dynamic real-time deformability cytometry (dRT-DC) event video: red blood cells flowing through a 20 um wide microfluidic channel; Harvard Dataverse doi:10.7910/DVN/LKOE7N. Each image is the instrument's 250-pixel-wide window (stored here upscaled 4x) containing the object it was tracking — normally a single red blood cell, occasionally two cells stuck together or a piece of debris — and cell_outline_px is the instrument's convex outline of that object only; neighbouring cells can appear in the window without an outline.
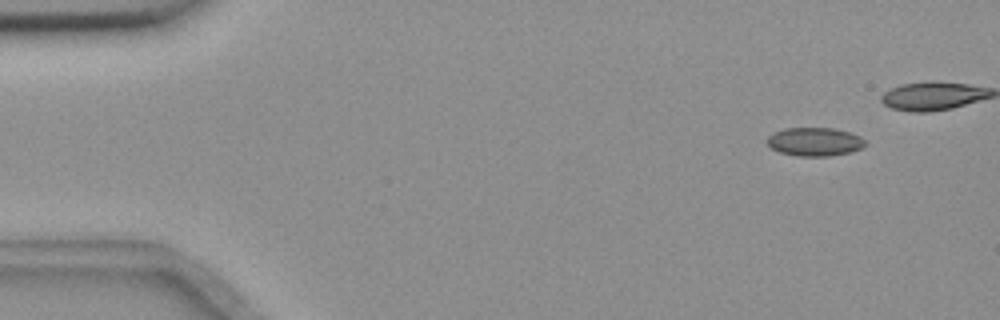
{"species": "common noctule bat (a hibernating species)", "species_latin": "Nyctalus noctula", "temperature_condition": "room temperature", "stored_images_in_passage": 10, "camera_frame_rate_fps": 3000, "um_per_image_px": 0.085, "animal": {"sex": "female", "body_mass_g": 18.4}, "frame": {"image": 1, "passage_image": 1, "time_ms": 0.0, "image_size_px": [1000, 320], "cell_outline_px": [[868, 144], [852, 152], [828, 156], [800, 156], [780, 152], [772, 148], [768, 144], [768, 136], [784, 128], [836, 128], [860, 136]], "centroid_in_image_um": [69.29, 12.04], "position_along_channel_um": 15.7, "area_um2": 16.18}}
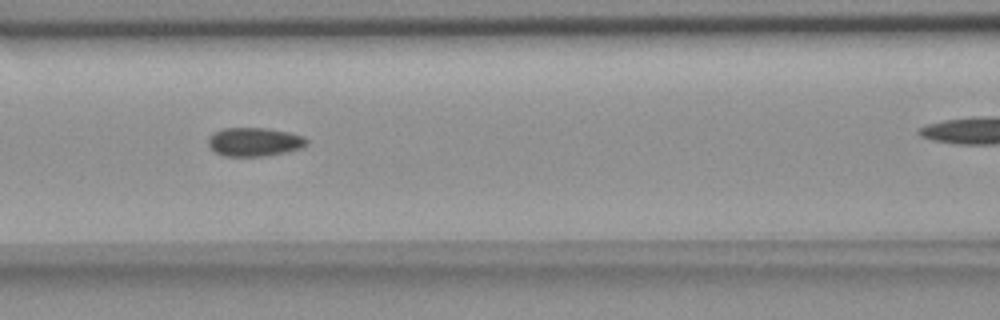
{"frame": {"image": 2, "passage_image": 6, "time_ms": 1.667, "image_size_px": [1000, 320], "cell_outline_px": [[308, 144], [300, 148], [288, 152], [264, 156], [224, 156], [216, 152], [208, 144], [208, 136], [212, 132], [224, 128], [268, 128], [288, 132], [304, 136], [308, 140]], "centroid_in_image_um": [21.63, 12.05], "position_along_channel_um": 145.0, "area_um2": 16.59}}
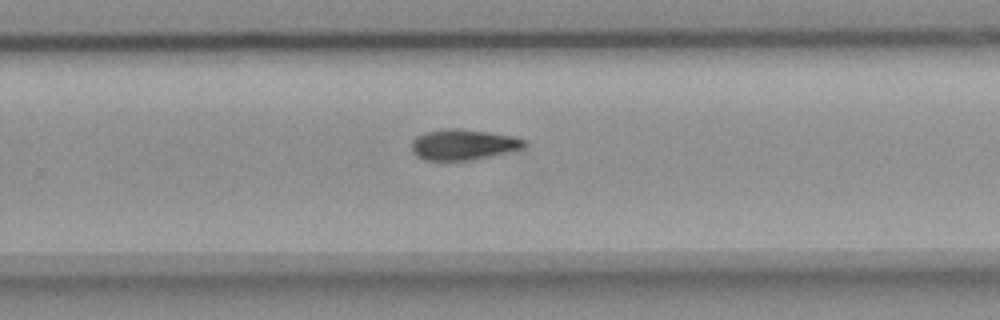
{"frame": {"image": 3, "passage_image": 10, "time_ms": 3.0, "image_size_px": [1000, 320], "cell_outline_px": [[528, 144], [524, 148], [472, 160], [424, 160], [416, 156], [412, 152], [412, 140], [416, 136], [424, 132], [448, 128], [456, 128], [512, 136], [528, 140]], "centroid_in_image_um": [39.36, 12.29], "position_along_channel_um": 290.4, "area_um2": 20.11}}